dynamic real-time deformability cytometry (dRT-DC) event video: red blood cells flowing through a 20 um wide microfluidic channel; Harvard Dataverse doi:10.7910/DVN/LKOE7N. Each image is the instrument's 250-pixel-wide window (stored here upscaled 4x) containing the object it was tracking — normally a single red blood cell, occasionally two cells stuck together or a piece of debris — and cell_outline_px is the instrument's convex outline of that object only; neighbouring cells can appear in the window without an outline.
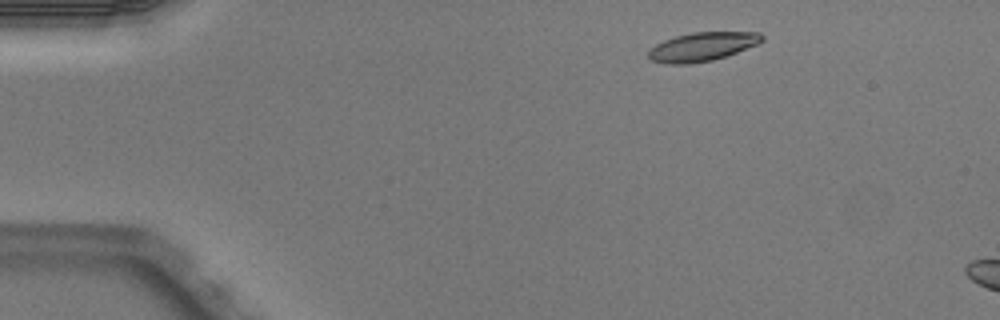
{"species": "Egyptian fruit bat (a non-hibernating species)", "species_latin": "Rousettus aegyptiacus", "temperature_condition": "warm", "stored_images_in_passage": 3, "camera_frame_rate_fps": 3000, "um_per_image_px": 0.085, "animal": {"sex": "male"}, "frame": {"image": 1, "passage_image": 1, "time_ms": 0.0, "image_size_px": [1000, 320], "cell_outline_px": [[764, 40], [756, 44], [736, 52], [712, 60], [688, 64], [668, 64], [648, 60], [648, 48], [664, 40], [676, 36], [692, 32], [760, 32], [764, 36]], "centroid_in_image_um": [59.64, 3.97], "position_along_channel_um": 25.4, "area_um2": 19.02}}